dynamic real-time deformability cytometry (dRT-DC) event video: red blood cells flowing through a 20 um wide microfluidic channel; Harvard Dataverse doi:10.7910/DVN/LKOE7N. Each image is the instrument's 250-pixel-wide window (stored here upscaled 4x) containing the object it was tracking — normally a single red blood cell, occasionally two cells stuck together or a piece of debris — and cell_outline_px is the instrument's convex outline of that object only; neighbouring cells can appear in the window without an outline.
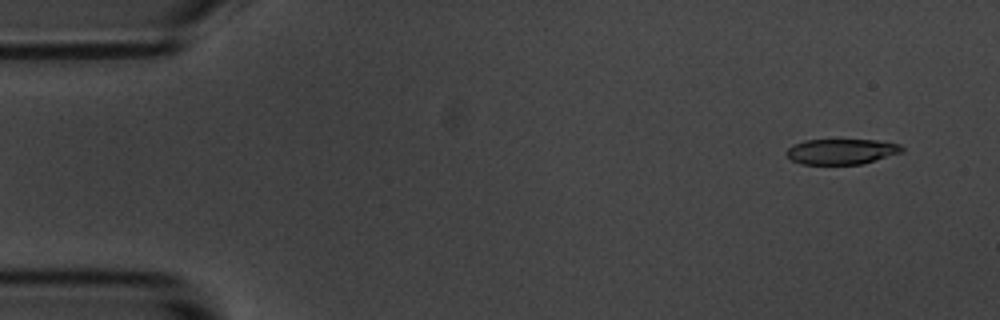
{"species": "common noctule bat (a hibernating species)", "species_latin": "Nyctalus noctula", "temperature_condition": "room temperature", "stored_images_in_passage": 6, "camera_frame_rate_fps": 3000, "um_per_image_px": 0.085, "animal": {"sex": "male", "body_mass_g": 20.1, "forearm_length_mm": 53.5}, "frame": {"image": 1, "passage_image": 1, "time_ms": 0.0, "image_size_px": [1000, 320], "cell_outline_px": [[904, 152], [860, 164], [800, 164], [792, 160], [784, 152], [792, 144], [804, 140], [876, 140], [900, 144], [904, 148]], "centroid_in_image_um": [71.51, 12.87], "position_along_channel_um": 13.5, "area_um2": 17.17}}
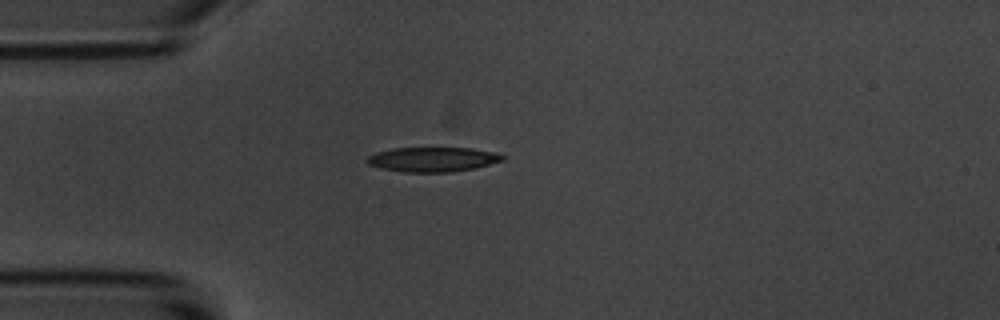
{"frame": {"image": 2, "passage_image": 4, "time_ms": 3.667, "image_size_px": [1000, 320], "cell_outline_px": [[504, 160], [472, 168], [452, 172], [404, 172], [380, 168], [368, 164], [364, 160], [368, 156], [376, 152], [392, 148], [468, 148], [496, 152], [504, 156]], "centroid_in_image_um": [36.73, 13.54], "position_along_channel_um": 48.3, "area_um2": 19.36}}